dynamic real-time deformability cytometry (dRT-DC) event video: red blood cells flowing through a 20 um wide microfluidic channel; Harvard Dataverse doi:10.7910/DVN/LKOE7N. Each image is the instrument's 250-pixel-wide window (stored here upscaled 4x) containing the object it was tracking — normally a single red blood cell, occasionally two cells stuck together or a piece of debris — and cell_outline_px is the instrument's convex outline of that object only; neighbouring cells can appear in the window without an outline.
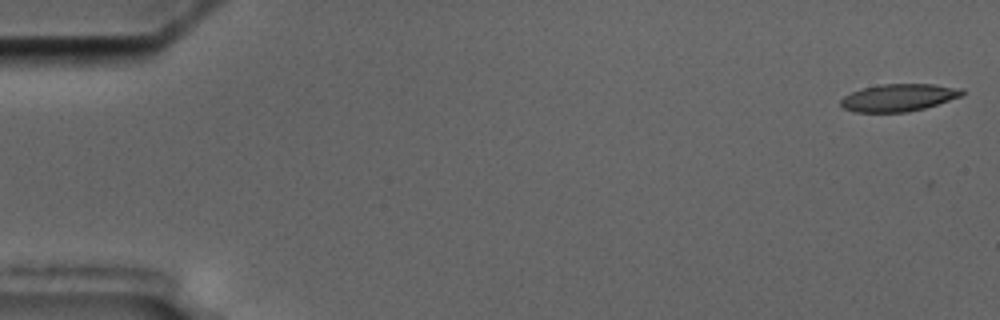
{"species": "common noctule bat (a hibernating species)", "species_latin": "Nyctalus noctula", "temperature_condition": "cold", "stored_images_in_passage": 8, "camera_frame_rate_fps": 3000, "um_per_image_px": 0.085, "animal": {"sex": "male", "body_mass_g": 17.5, "forearm_length_mm": 52.3}, "frame": {"image": 1, "passage_image": 1, "time_ms": 0.0, "image_size_px": [1000, 320], "cell_outline_px": [[964, 92], [960, 96], [924, 108], [908, 112], [856, 112], [844, 108], [840, 104], [840, 100], [844, 96], [852, 92], [864, 88], [880, 84], [932, 84], [964, 88]], "centroid_in_image_um": [76.38, 8.29], "position_along_channel_um": 8.6, "area_um2": 19.19}}
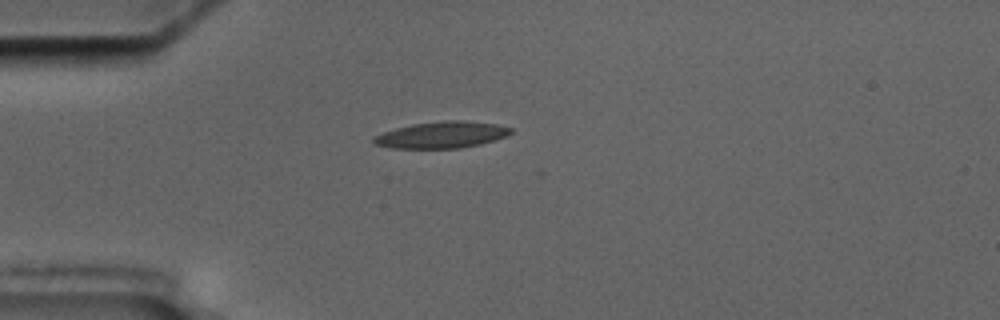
{"frame": {"image": 2, "passage_image": 5, "time_ms": 4.667, "image_size_px": [1000, 320], "cell_outline_px": [[512, 132], [508, 136], [480, 144], [460, 148], [392, 148], [372, 144], [372, 136], [396, 128], [412, 124], [444, 120], [460, 120], [496, 124], [512, 128]], "centroid_in_image_um": [37.52, 11.46], "position_along_channel_um": 47.5, "area_um2": 21.27}}